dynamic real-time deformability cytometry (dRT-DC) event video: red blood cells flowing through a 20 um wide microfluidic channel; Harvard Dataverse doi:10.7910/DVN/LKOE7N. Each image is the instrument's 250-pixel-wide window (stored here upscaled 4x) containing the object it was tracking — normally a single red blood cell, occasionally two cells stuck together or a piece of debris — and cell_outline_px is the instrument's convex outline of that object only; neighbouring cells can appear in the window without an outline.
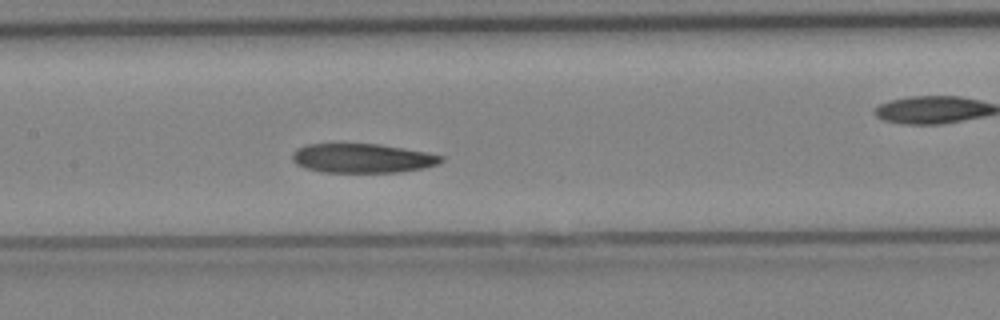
{"species": "Egyptian fruit bat (a non-hibernating species)", "species_latin": "Rousettus aegyptiacus", "temperature_condition": "cold", "stored_images_in_passage": 29, "camera_frame_rate_fps": 3000, "um_per_image_px": 0.085, "animal": {"sex": "female"}, "frame": {"image": 1, "passage_image": 13, "time_ms": 4.0, "image_size_px": [1000, 320], "cell_outline_px": [[444, 160], [436, 164], [424, 168], [400, 172], [324, 172], [304, 168], [296, 164], [292, 160], [292, 156], [296, 148], [308, 144], [380, 144], [424, 152], [444, 156]], "centroid_in_image_um": [30.78, 13.45], "position_along_channel_um": 176.6, "area_um2": 25.26}}
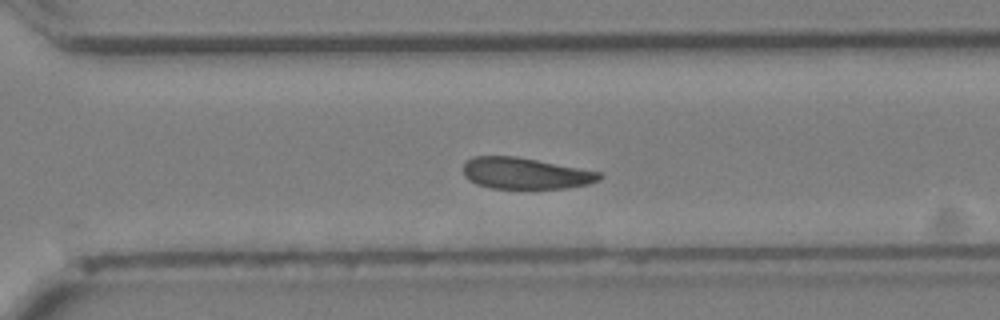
{"frame": {"image": 2, "passage_image": 21, "time_ms": 6.667, "image_size_px": [1000, 320], "cell_outline_px": [[604, 176], [600, 180], [588, 184], [564, 188], [492, 188], [476, 184], [468, 180], [464, 176], [464, 164], [472, 156], [516, 156], [600, 172]], "centroid_in_image_um": [44.64, 14.73], "position_along_channel_um": 326.0, "area_um2": 24.74}}